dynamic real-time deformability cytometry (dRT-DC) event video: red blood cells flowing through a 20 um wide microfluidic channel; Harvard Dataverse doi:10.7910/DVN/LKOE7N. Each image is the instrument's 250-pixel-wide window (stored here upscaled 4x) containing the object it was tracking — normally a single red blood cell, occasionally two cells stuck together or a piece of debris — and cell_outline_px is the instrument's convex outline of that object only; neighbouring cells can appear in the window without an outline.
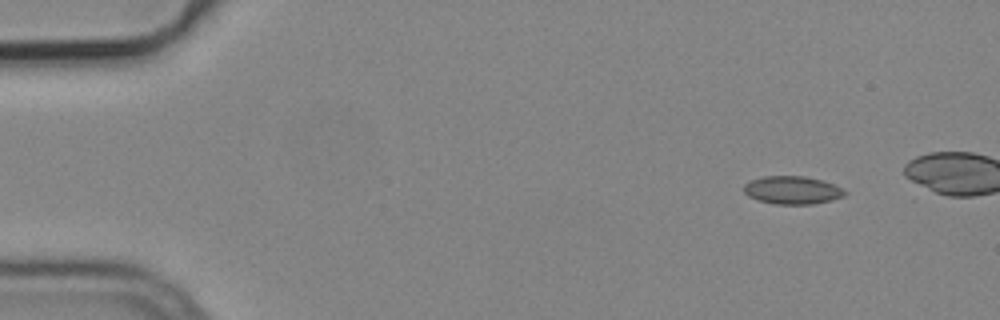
{"species": "common noctule bat (a hibernating species)", "species_latin": "Nyctalus noctula", "temperature_condition": "cold", "stored_images_in_passage": 5, "camera_frame_rate_fps": 3000, "um_per_image_px": 0.085, "animal": {"sex": "male", "body_mass_g": 19.2, "forearm_length_mm": 51.8}, "frame": {"image": 1, "passage_image": 1, "time_ms": 0.0, "image_size_px": [1000, 320], "cell_outline_px": [[848, 192], [844, 196], [832, 200], [812, 204], [776, 204], [756, 200], [748, 196], [744, 192], [744, 184], [752, 180], [764, 176], [804, 176], [824, 180]], "centroid_in_image_um": [67.34, 16.16], "position_along_channel_um": 17.7, "area_um2": 16.47}}